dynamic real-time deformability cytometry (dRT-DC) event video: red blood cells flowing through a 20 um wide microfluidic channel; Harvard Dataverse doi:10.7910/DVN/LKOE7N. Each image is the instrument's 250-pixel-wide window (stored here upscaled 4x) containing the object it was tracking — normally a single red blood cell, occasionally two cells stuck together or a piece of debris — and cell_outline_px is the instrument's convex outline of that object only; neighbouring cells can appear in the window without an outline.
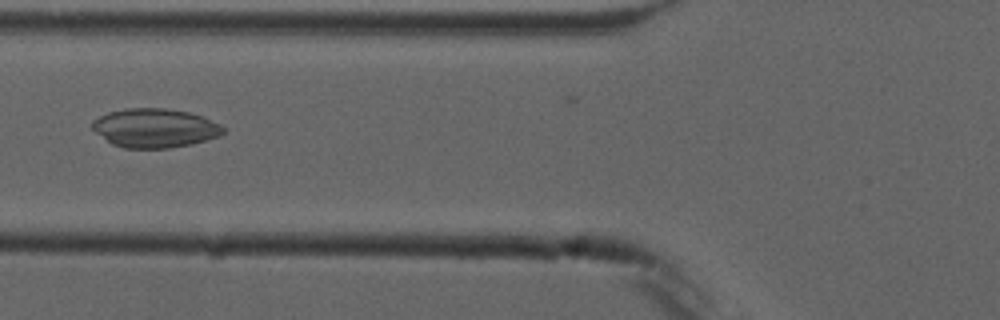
{"species": "common noctule bat (a hibernating species)", "species_latin": "Nyctalus noctula", "temperature_condition": "cold", "stored_images_in_passage": 5, "camera_frame_rate_fps": 3000, "um_per_image_px": 0.085, "animal": {"sex": "male", "forearm_length_mm": 52.5}, "frame": {"image": 1, "passage_image": 5, "time_ms": 6.333, "image_size_px": [1000, 320], "cell_outline_px": [[224, 132], [220, 136], [192, 144], [168, 148], [124, 148], [112, 144], [96, 132], [92, 128], [92, 120], [108, 112], [124, 108], [164, 108], [188, 112], [200, 116], [220, 124], [224, 128]], "centroid_in_image_um": [13.15, 10.88], "position_along_channel_um": 112.7, "area_um2": 29.65}}